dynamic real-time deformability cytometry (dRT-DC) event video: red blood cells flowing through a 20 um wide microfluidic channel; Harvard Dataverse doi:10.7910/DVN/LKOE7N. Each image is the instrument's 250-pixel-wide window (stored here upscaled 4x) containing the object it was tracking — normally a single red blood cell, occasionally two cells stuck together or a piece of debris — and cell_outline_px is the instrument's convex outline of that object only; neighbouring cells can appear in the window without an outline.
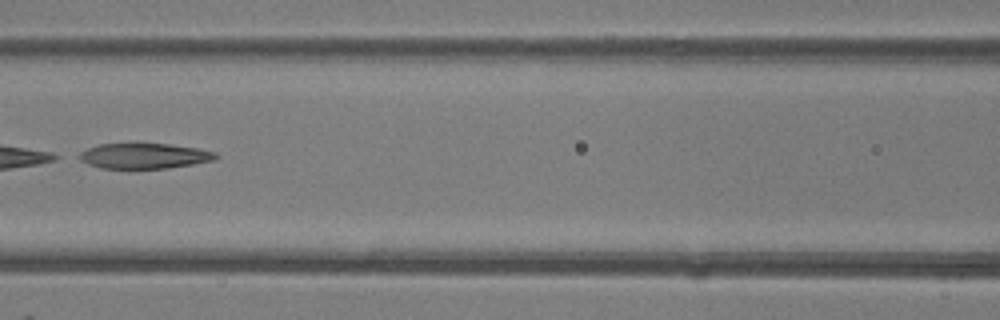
{"species": "common noctule bat (a hibernating species)", "species_latin": "Nyctalus noctula", "temperature_condition": "room temperature", "stored_images_in_passage": 47, "camera_frame_rate_fps": 3000, "um_per_image_px": 0.085, "animal": {"sex": "female"}, "frame": {"image": 1, "passage_image": 21, "time_ms": 6.667, "image_size_px": [1000, 320], "cell_outline_px": [[220, 156], [212, 160], [192, 164], [168, 168], [100, 168], [88, 164], [72, 156], [88, 148], [100, 144], [168, 144], [200, 148], [216, 152]], "centroid_in_image_um": [12.22, 13.25], "position_along_channel_um": 154.4, "area_um2": 20.23}}